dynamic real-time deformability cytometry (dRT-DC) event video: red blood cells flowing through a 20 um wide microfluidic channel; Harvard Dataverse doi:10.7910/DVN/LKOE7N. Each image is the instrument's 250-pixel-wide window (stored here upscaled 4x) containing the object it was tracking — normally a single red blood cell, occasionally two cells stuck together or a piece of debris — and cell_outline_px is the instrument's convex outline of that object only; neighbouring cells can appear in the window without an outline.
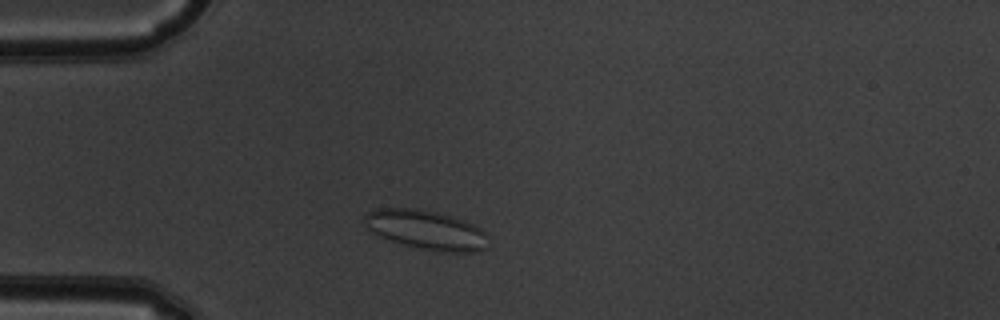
{"species": "common noctule bat (a hibernating species)", "species_latin": "Nyctalus noctula", "temperature_condition": "warm", "stored_images_in_passage": 40, "camera_frame_rate_fps": 3000, "um_per_image_px": 0.085, "animal": {"sex": "male", "body_mass_g": 19.5, "forearm_length_mm": 54.6}, "frame": {"image": 1, "passage_image": 3, "time_ms": 0.667, "image_size_px": [1000, 320], "cell_outline_px": [[488, 236], [484, 248], [476, 252], [444, 252], [420, 248], [404, 244], [376, 236], [364, 224], [364, 216], [368, 212], [376, 208], [416, 208], [440, 212], [464, 220], [480, 228]], "centroid_in_image_um": [36.19, 19.52], "position_along_channel_um": 48.8, "area_um2": 28.38}}
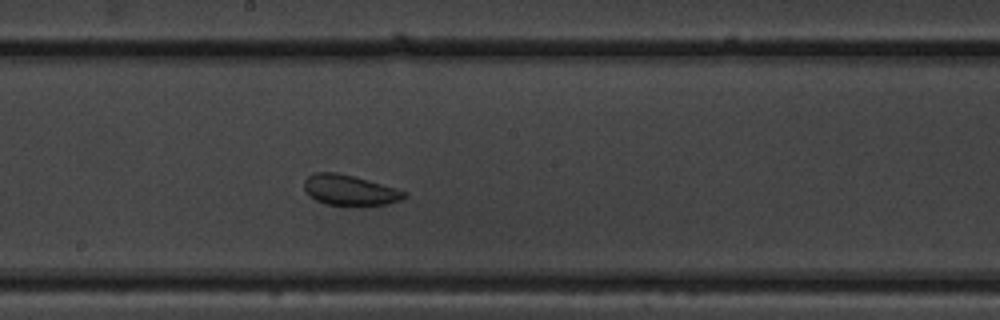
{"frame": {"image": 2, "passage_image": 17, "time_ms": 5.333, "image_size_px": [1000, 320], "cell_outline_px": [[408, 196], [400, 200], [388, 204], [356, 208], [324, 204], [308, 196], [304, 188], [304, 180], [312, 172], [336, 172], [352, 176], [396, 188], [408, 192]], "centroid_in_image_um": [29.72, 16.21], "position_along_channel_um": 218.5, "area_um2": 18.44}}
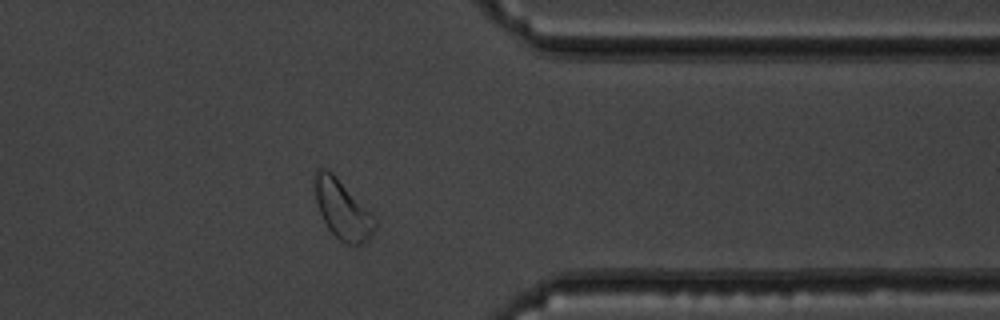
{"frame": {"image": 3, "passage_image": 30, "time_ms": 9.667, "image_size_px": [1000, 320], "cell_outline_px": [[376, 228], [372, 236], [368, 240], [360, 244], [348, 244], [340, 240], [328, 228], [320, 212], [316, 200], [316, 168], [324, 168], [332, 172], [372, 212], [376, 220]], "centroid_in_image_um": [29.16, 17.82], "position_along_channel_um": 382.2, "area_um2": 20.4}, "authors_computed_cell_mechanics": {"area_um2": 20.1722, "velocity_mm_per_s": 3.9703, "shape_relaxation_time_tau1_ms": null, "shape_relaxation_time_tau2_ms": 1.0529, "deformation_change_tau1": null, "deformation_change_tau2": 0.0535}}